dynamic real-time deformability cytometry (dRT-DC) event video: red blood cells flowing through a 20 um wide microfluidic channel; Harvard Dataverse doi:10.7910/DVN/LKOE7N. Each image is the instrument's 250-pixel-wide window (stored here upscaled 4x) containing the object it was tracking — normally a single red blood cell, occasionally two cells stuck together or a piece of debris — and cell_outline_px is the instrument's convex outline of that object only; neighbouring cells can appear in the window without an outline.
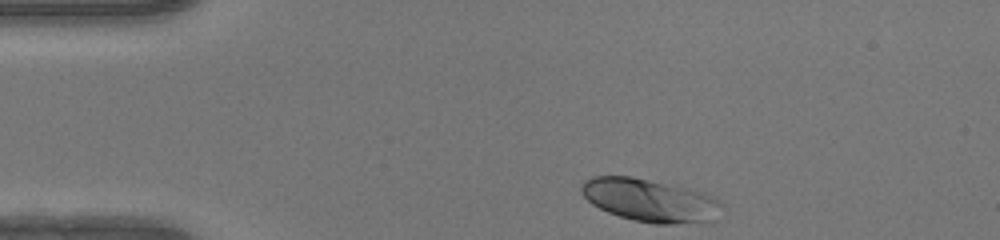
{"species": "human", "species_latin": "Homo sapiens", "temperature_condition": "warm", "stored_images_in_passage": 34, "camera_frame_rate_fps": 3000, "um_per_image_px": 0.085, "donor": {"sex": "female"}, "frame": {"image": 1, "passage_image": 1, "time_ms": 0.0, "image_size_px": [1000, 240], "cell_outline_px": [[720, 204], [716, 220], [672, 224], [656, 224], [632, 220], [608, 212], [592, 204], [580, 192], [580, 184], [584, 180], [592, 176], [628, 176], [648, 180], [704, 192], [716, 200]], "centroid_in_image_um": [55.17, 17.03], "position_along_channel_um": 29.8, "area_um2": 34.62}}
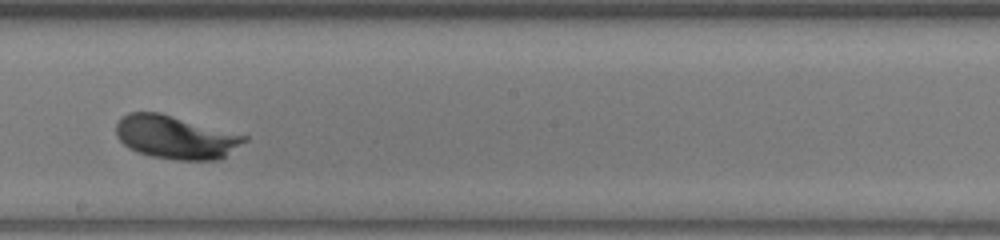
{"frame": {"image": 2, "passage_image": 20, "time_ms": 6.333, "image_size_px": [1000, 240], "cell_outline_px": [[248, 140], [220, 160], [176, 160], [152, 156], [136, 152], [128, 148], [116, 136], [116, 124], [120, 116], [128, 112], [160, 112], [248, 136]], "centroid_in_image_um": [14.91, 11.66], "position_along_channel_um": 233.3, "area_um2": 32.6}}
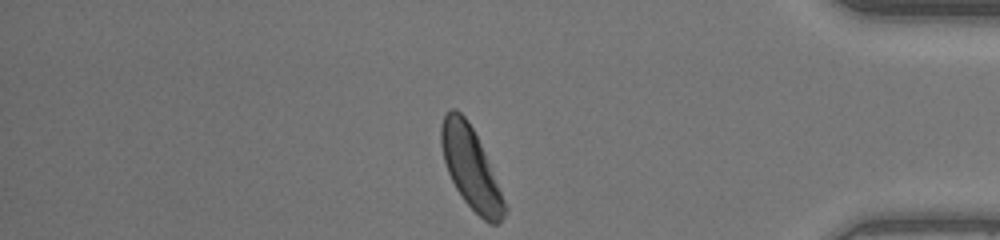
{"frame": {"image": 3, "passage_image": 34, "time_ms": 11.0, "image_size_px": [1000, 240], "cell_outline_px": [[508, 208], [500, 224], [488, 224], [464, 200], [456, 188], [448, 172], [444, 160], [440, 144], [440, 124], [444, 116], [452, 108], [456, 108], [468, 120], [480, 144]], "centroid_in_image_um": [40.0, 14.28], "position_along_channel_um": 395.2, "area_um2": 29.48}, "authors_computed_cell_mechanics": {"area_um2": 31.6166, "velocity_mm_per_s": 4.1294, "shape_relaxation_time_tau1_ms": 1.4602, "shape_relaxation_time_tau2_ms": null, "deformation_change_tau1": 0.1097, "deformation_change_tau2": null}}